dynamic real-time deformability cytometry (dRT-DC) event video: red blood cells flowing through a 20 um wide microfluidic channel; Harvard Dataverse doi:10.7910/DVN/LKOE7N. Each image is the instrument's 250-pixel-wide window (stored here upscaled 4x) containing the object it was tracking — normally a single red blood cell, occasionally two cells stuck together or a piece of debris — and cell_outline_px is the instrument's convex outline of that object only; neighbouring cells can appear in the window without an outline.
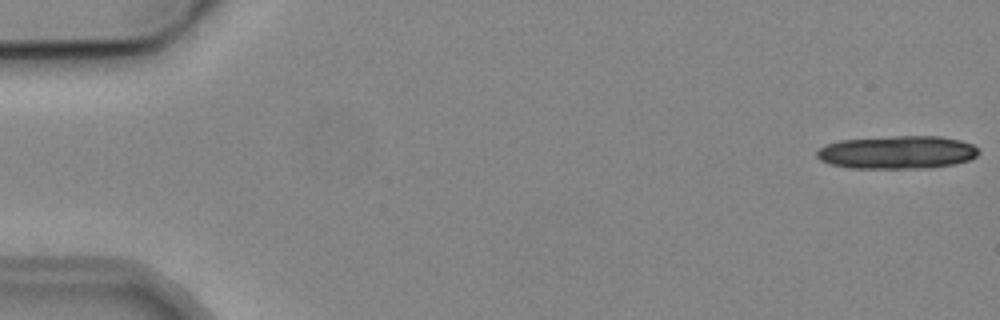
{"species": "common noctule bat (a hibernating species)", "species_latin": "Nyctalus noctula", "temperature_condition": "cold", "stored_images_in_passage": 8, "camera_frame_rate_fps": 3000, "um_per_image_px": 0.085, "animal": {"sex": "male", "body_mass_g": 19.2, "forearm_length_mm": 51.8}, "frame": {"image": 1, "passage_image": 1, "time_ms": 0.0, "image_size_px": [1000, 320], "cell_outline_px": [[980, 152], [976, 156], [968, 160], [956, 164], [932, 168], [852, 168], [828, 164], [820, 160], [816, 156], [816, 152], [820, 148], [828, 144], [840, 140], [896, 136], [940, 136], [960, 140], [972, 144]], "centroid_in_image_um": [76.27, 12.95], "position_along_channel_um": 8.7, "area_um2": 31.27}}
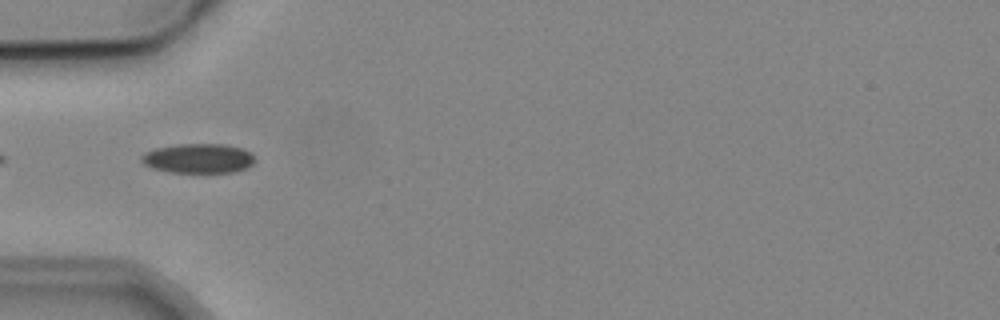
{"frame": {"image": 2, "passage_image": 6, "time_ms": 5.667, "image_size_px": [1000, 320], "cell_outline_px": [[252, 164], [244, 168], [232, 172], [168, 172], [152, 168], [144, 164], [140, 160], [140, 156], [156, 148], [180, 144], [224, 144], [240, 148], [248, 152], [252, 156]], "centroid_in_image_um": [16.8, 13.46], "position_along_channel_um": 68.2, "area_um2": 19.13}}
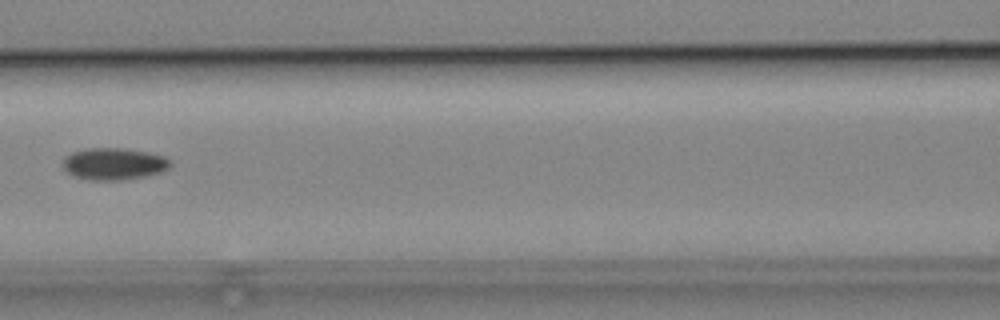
{"frame": {"image": 3, "passage_image": 8, "time_ms": 8.0, "image_size_px": [1000, 320], "cell_outline_px": [[172, 164], [168, 168], [160, 172], [144, 176], [120, 180], [88, 180], [76, 176], [68, 172], [64, 168], [64, 160], [72, 152], [88, 148], [128, 148], [148, 152], [164, 156]], "centroid_in_image_um": [9.7, 13.92], "position_along_channel_um": 156.9, "area_um2": 19.77}}